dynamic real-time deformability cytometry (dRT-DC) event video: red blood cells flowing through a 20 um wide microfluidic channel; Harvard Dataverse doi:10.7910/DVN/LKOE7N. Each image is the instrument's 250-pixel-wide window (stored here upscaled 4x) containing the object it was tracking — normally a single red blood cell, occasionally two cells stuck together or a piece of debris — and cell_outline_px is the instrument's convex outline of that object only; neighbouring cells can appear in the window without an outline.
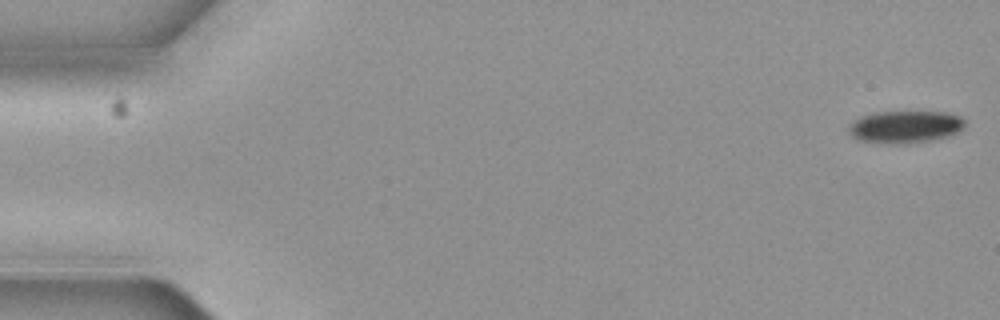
{"species": "common noctule bat (a hibernating species)", "species_latin": "Nyctalus noctula", "temperature_condition": "cold", "stored_images_in_passage": 9, "camera_frame_rate_fps": 3000, "um_per_image_px": 0.085, "animal": {"sex": "female", "body_mass_g": 19.3, "forearm_length_mm": 54.1}, "frame": {"image": 1, "passage_image": 1, "time_ms": 0.0, "image_size_px": [1000, 320], "cell_outline_px": [[964, 124], [956, 132], [948, 136], [928, 140], [904, 144], [888, 144], [860, 140], [852, 136], [848, 132], [848, 128], [860, 116], [876, 112], [944, 112], [960, 116], [964, 120]], "centroid_in_image_um": [76.9, 10.78], "position_along_channel_um": 8.1, "area_um2": 21.56}}
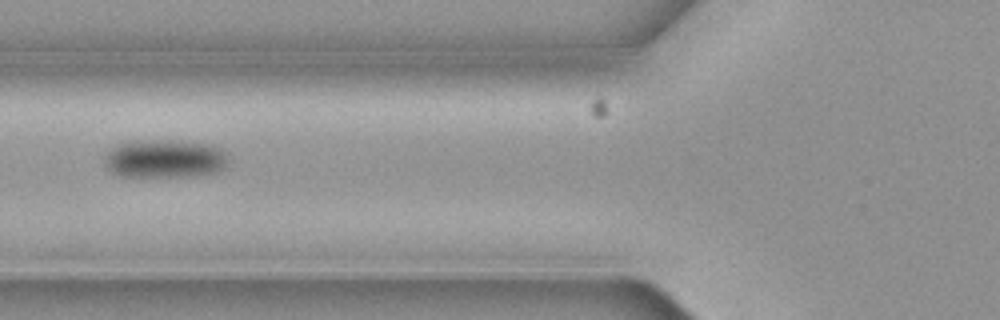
{"frame": {"image": 2, "passage_image": 7, "time_ms": 2.0, "image_size_px": [1000, 320], "cell_outline_px": [[228, 164], [220, 172], [196, 176], [120, 176], [112, 172], [104, 164], [104, 156], [112, 148], [120, 144], [136, 140], [160, 140], [208, 144], [220, 148], [224, 152], [228, 160]], "centroid_in_image_um": [14.02, 13.51], "position_along_channel_um": 111.8, "area_um2": 27.63}}
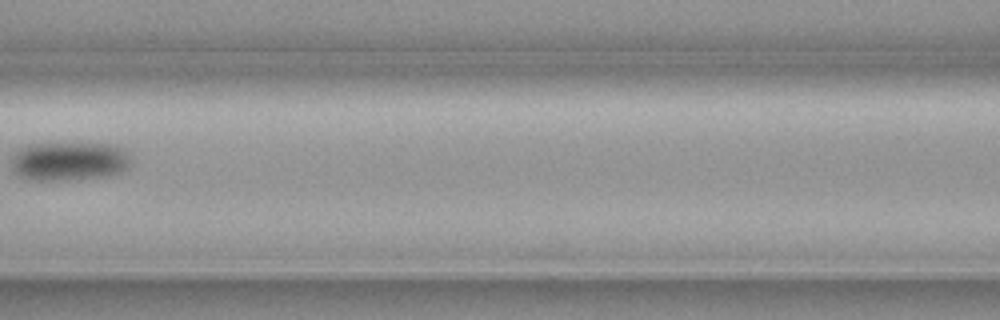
{"frame": {"image": 3, "passage_image": 8, "time_ms": 2.333, "image_size_px": [1000, 320], "cell_outline_px": [[128, 168], [120, 172], [108, 176], [64, 180], [36, 180], [20, 176], [12, 168], [12, 156], [20, 148], [28, 144], [80, 140], [116, 144], [124, 148], [128, 156]], "centroid_in_image_um": [5.9, 13.63], "position_along_channel_um": 160.7, "area_um2": 28.09}}